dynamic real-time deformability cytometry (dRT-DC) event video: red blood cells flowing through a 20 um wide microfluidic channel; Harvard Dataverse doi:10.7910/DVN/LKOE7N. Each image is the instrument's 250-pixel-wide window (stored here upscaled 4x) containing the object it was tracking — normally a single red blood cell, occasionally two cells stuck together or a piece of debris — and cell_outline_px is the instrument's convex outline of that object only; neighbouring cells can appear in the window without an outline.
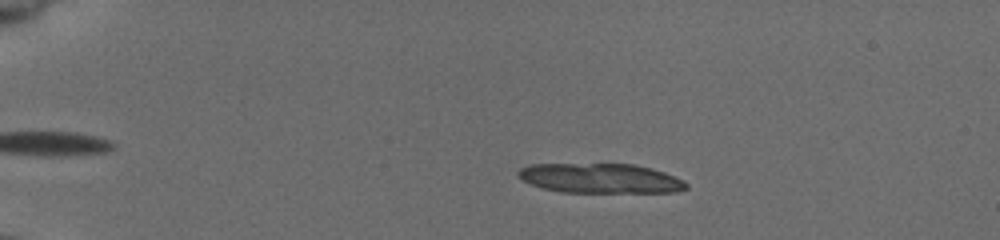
{"species": "common noctule bat (a hibernating species)", "species_latin": "Nyctalus noctula", "temperature_condition": "cold", "stored_images_in_passage": 27, "segment_of_instrument_passage": [1, 2], "camera_frame_rate_fps": 3000, "um_per_image_px": 0.085, "animal": {"sex": "female", "body_mass_g": 19.5, "forearm_length_mm": 54.1}, "frame": {"image": 1, "passage_image": 12, "time_ms": 3.667, "image_size_px": [1000, 240], "cell_outline_px": [[688, 188], [676, 192], [560, 192], [544, 188], [532, 184], [524, 180], [516, 172], [520, 168], [532, 164], [632, 164], [652, 168], [664, 172], [684, 180], [688, 184]], "centroid_in_image_um": [51.07, 15.15], "position_along_channel_um": 33.9, "area_um2": 28.96}}